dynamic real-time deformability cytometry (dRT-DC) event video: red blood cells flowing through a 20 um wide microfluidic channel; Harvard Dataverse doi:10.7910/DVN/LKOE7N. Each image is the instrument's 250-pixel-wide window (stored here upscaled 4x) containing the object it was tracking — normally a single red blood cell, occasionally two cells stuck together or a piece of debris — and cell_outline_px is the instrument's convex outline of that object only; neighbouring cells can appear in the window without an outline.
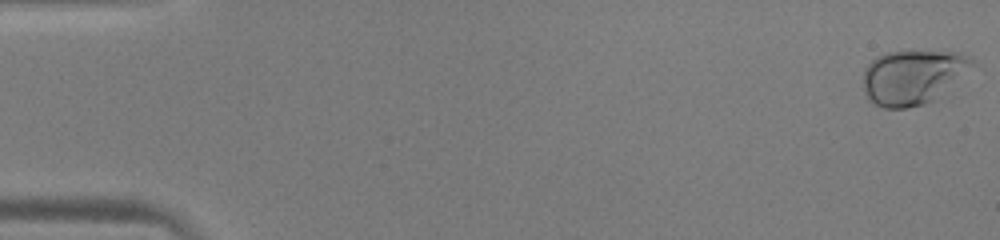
{"species": "human", "species_latin": "Homo sapiens", "temperature_condition": "warm", "stored_images_in_passage": 52, "camera_frame_rate_fps": 3000, "um_per_image_px": 0.085, "donor": {"sex": "male"}, "frame": {"image": 1, "passage_image": 1, "time_ms": 0.0, "image_size_px": [1000, 240], "cell_outline_px": [[976, 64], [932, 100], [924, 104], [908, 108], [884, 108], [876, 104], [864, 92], [864, 68], [876, 56], [884, 52], [960, 52], [972, 56], [976, 60]], "centroid_in_image_um": [77.59, 6.52], "position_along_channel_um": 7.4, "area_um2": 34.16}}
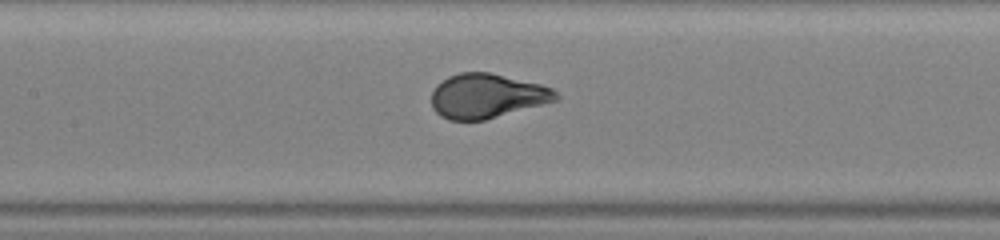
{"frame": {"image": 2, "passage_image": 25, "time_ms": 8.0, "image_size_px": [1000, 240], "cell_outline_px": [[560, 100], [484, 120], [448, 120], [440, 116], [432, 108], [432, 92], [436, 84], [448, 76], [460, 72], [488, 72], [540, 84], [552, 88], [560, 96]], "centroid_in_image_um": [41.39, 8.16], "position_along_channel_um": 166.0, "area_um2": 32.37}}
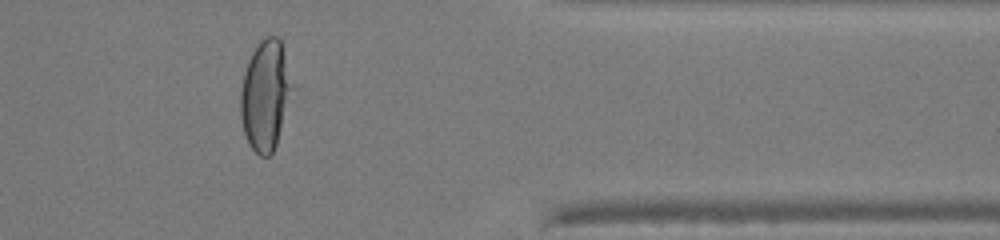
{"frame": {"image": 3, "passage_image": 43, "time_ms": 14.0, "image_size_px": [1000, 240], "cell_outline_px": [[296, 88], [276, 144], [272, 152], [268, 156], [260, 156], [248, 144], [244, 132], [240, 116], [240, 92], [244, 72], [248, 60], [252, 52], [260, 40], [264, 36], [276, 36], [280, 40]], "centroid_in_image_um": [22.59, 8.08], "position_along_channel_um": 388.8, "area_um2": 33.81}, "authors_computed_cell_mechanics": {"area_um2": 33.3795, "velocity_mm_per_s": 4.0138, "shape_relaxation_time_tau1_ms": 3.5222, "shape_relaxation_time_tau2_ms": null, "deformation_change_tau1": 0.1801, "deformation_change_tau2": null}}